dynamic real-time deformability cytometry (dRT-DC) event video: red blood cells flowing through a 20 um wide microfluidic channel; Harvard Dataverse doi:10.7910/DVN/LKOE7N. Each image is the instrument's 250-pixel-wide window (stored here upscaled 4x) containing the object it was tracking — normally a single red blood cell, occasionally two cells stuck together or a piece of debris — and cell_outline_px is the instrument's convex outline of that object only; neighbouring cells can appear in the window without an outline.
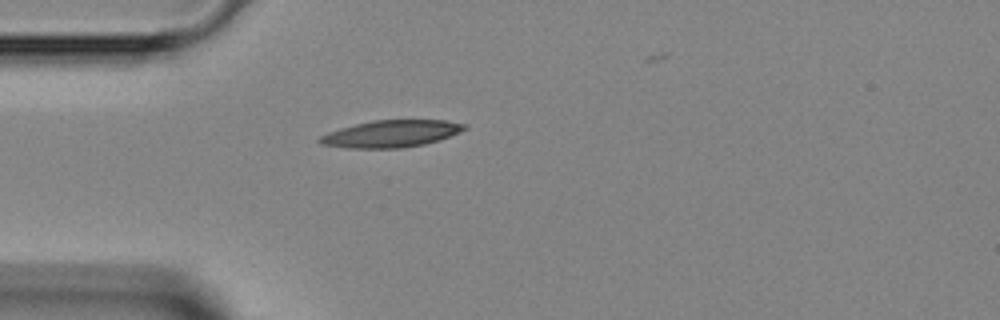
{"species": "Egyptian fruit bat (a non-hibernating species)", "species_latin": "Rousettus aegyptiacus", "temperature_condition": "room temperature", "stored_images_in_passage": 27, "camera_frame_rate_fps": 3000, "um_per_image_px": 0.085, "animal": {"sex": "female"}, "frame": {"image": 1, "passage_image": 1, "time_ms": 0.0, "image_size_px": [1000, 320], "cell_outline_px": [[468, 128], [460, 132], [440, 140], [424, 144], [404, 148], [348, 148], [320, 144], [316, 140], [320, 136], [328, 132], [340, 128], [372, 120], [448, 120], [468, 124]], "centroid_in_image_um": [33.27, 11.36], "position_along_channel_um": 51.7, "area_um2": 23.0}}
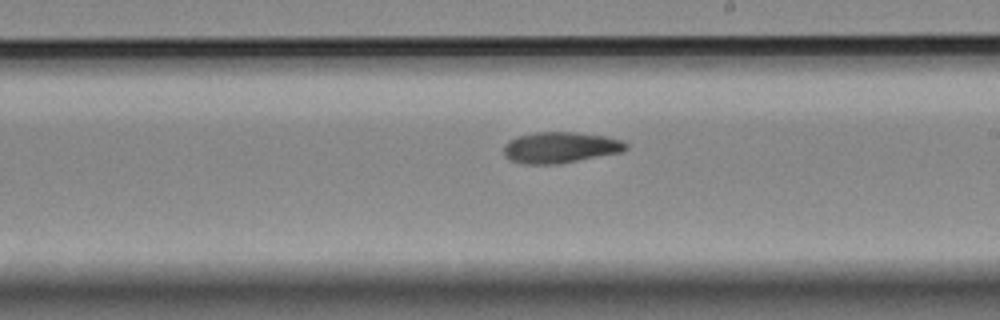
{"frame": {"image": 2, "passage_image": 15, "time_ms": 4.667, "image_size_px": [1000, 320], "cell_outline_px": [[628, 148], [624, 152], [560, 164], [524, 164], [512, 160], [504, 156], [504, 144], [508, 140], [516, 136], [536, 132], [572, 132], [604, 136], [620, 140], [628, 144]], "centroid_in_image_um": [47.63, 12.54], "position_along_channel_um": 241.4, "area_um2": 22.31}}
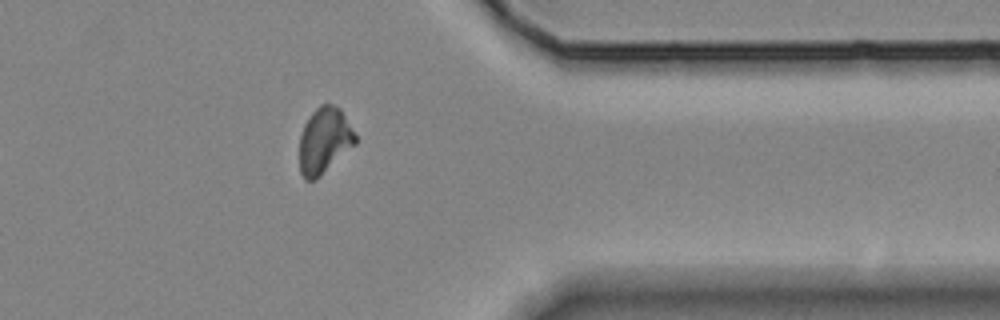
{"frame": {"image": 3, "passage_image": 26, "time_ms": 8.333, "image_size_px": [1000, 320], "cell_outline_px": [[356, 144], [316, 180], [304, 180], [300, 172], [300, 136], [304, 124], [312, 112], [320, 104], [332, 104], [340, 108], [356, 136]], "centroid_in_image_um": [27.56, 11.96], "position_along_channel_um": 383.8, "area_um2": 21.44}}